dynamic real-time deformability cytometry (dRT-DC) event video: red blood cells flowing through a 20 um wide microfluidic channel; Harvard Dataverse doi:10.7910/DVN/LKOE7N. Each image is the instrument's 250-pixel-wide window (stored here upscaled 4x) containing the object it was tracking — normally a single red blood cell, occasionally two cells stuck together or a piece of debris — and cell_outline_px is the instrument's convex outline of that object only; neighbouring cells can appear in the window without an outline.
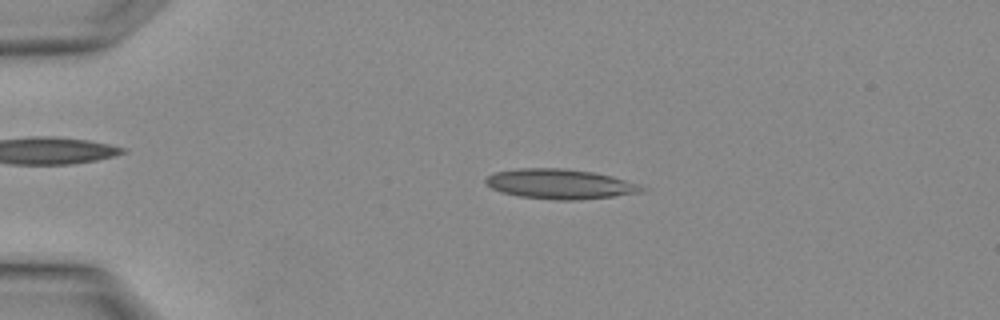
{"species": "Egyptian fruit bat (a non-hibernating species)", "species_latin": "Rousettus aegyptiacus", "temperature_condition": "warm", "stored_images_in_passage": 3, "camera_frame_rate_fps": 3000, "um_per_image_px": 0.085, "animal": {"sex": "female"}, "frame": {"image": 1, "passage_image": 2, "time_ms": 0.333, "image_size_px": [1000, 320], "cell_outline_px": [[648, 188], [644, 192], [580, 200], [556, 200], [520, 196], [500, 192], [484, 184], [484, 180], [488, 176], [496, 172], [516, 168], [564, 168], [592, 172], [612, 176], [640, 184]], "centroid_in_image_um": [47.61, 15.64], "position_along_channel_um": 37.4, "area_um2": 27.34}}